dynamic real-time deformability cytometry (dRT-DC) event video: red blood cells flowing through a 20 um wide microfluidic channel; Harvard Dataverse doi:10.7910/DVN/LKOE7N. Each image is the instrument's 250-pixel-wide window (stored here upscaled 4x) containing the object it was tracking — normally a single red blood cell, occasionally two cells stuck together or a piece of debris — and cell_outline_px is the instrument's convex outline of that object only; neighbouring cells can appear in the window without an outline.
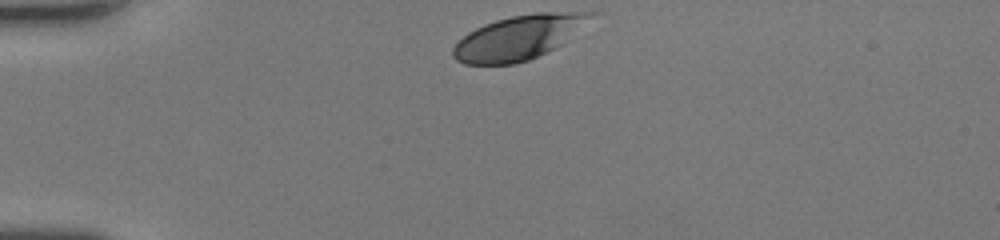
{"species": "human", "species_latin": "Homo sapiens", "temperature_condition": "room temperature", "stored_images_in_passage": 30, "camera_frame_rate_fps": 3000, "um_per_image_px": 0.085, "donor": {"sex": "female"}, "frame": {"image": 1, "passage_image": 1, "time_ms": 0.0, "image_size_px": [1000, 240], "cell_outline_px": [[604, 12], [560, 44], [528, 60], [516, 64], [464, 64], [456, 60], [452, 56], [452, 48], [468, 32], [484, 24], [496, 20], [512, 16], [536, 12]], "centroid_in_image_um": [44.13, 3.16], "position_along_channel_um": 40.9, "area_um2": 35.43}}
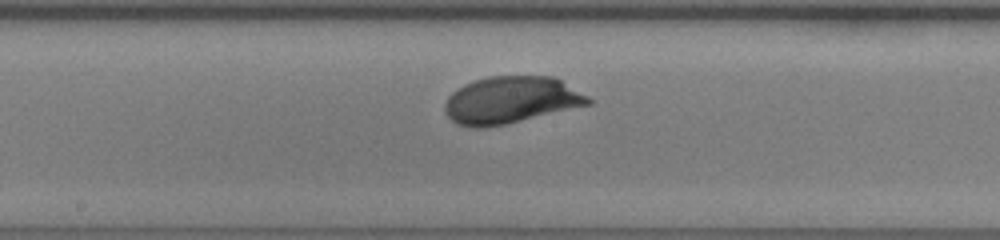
{"frame": {"image": 2, "passage_image": 16, "time_ms": 5.0, "image_size_px": [1000, 240], "cell_outline_px": [[592, 104], [504, 124], [484, 128], [472, 128], [456, 124], [444, 112], [444, 104], [448, 96], [456, 88], [464, 84], [488, 76], [552, 76], [560, 80], [588, 96], [592, 100]], "centroid_in_image_um": [43.38, 8.51], "position_along_channel_um": 204.8, "area_um2": 39.25}}
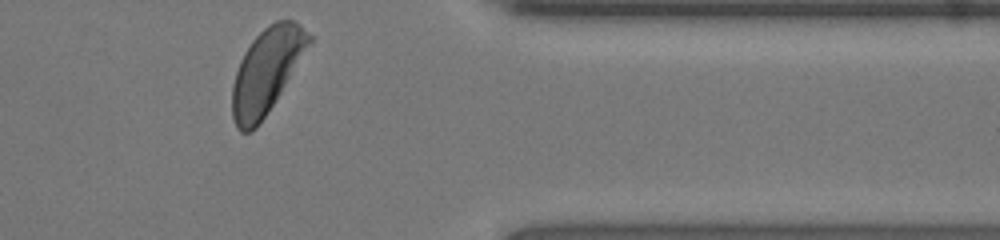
{"frame": {"image": 3, "passage_image": 30, "time_ms": 9.667, "image_size_px": [1000, 240], "cell_outline_px": [[312, 44], [256, 128], [248, 132], [240, 132], [236, 128], [232, 116], [232, 84], [240, 60], [244, 52], [252, 40], [268, 24], [276, 20], [292, 20], [300, 24], [312, 36]], "centroid_in_image_um": [22.66, 6.0], "position_along_channel_um": 388.7, "area_um2": 37.63}, "authors_computed_cell_mechanics": {"area_um2": 38.2347, "velocity_mm_per_s": 4.1877, "shape_relaxation_time_tau1_ms": 2.0076, "shape_relaxation_time_tau2_ms": null, "deformation_change_tau1": 0.1291, "deformation_change_tau2": null}}